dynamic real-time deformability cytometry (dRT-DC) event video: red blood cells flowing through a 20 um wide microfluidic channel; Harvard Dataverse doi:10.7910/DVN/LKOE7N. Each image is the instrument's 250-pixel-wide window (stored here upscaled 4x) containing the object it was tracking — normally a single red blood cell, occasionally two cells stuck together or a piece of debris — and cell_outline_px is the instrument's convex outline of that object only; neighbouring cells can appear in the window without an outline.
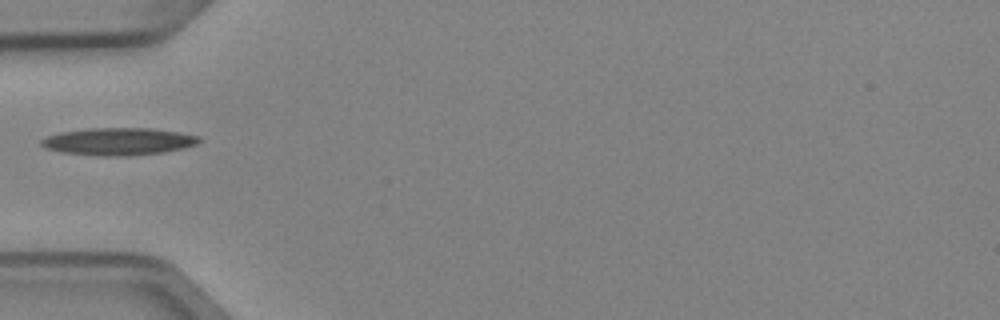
{"species": "Egyptian fruit bat (a non-hibernating species)", "species_latin": "Rousettus aegyptiacus", "temperature_condition": "cold", "stored_images_in_passage": 1, "camera_frame_rate_fps": 3000, "um_per_image_px": 0.085, "animal": {"sex": "female"}, "frame": {"image": 1, "passage_image": 1, "time_ms": 0.0, "image_size_px": [1000, 320], "cell_outline_px": [[200, 140], [196, 144], [184, 148], [164, 152], [120, 156], [100, 156], [60, 152], [44, 148], [40, 144], [40, 140], [44, 136], [60, 132], [88, 128], [152, 128], [180, 132], [200, 136]], "centroid_in_image_um": [10.02, 12.02], "position_along_channel_um": 75.0, "area_um2": 25.37}}